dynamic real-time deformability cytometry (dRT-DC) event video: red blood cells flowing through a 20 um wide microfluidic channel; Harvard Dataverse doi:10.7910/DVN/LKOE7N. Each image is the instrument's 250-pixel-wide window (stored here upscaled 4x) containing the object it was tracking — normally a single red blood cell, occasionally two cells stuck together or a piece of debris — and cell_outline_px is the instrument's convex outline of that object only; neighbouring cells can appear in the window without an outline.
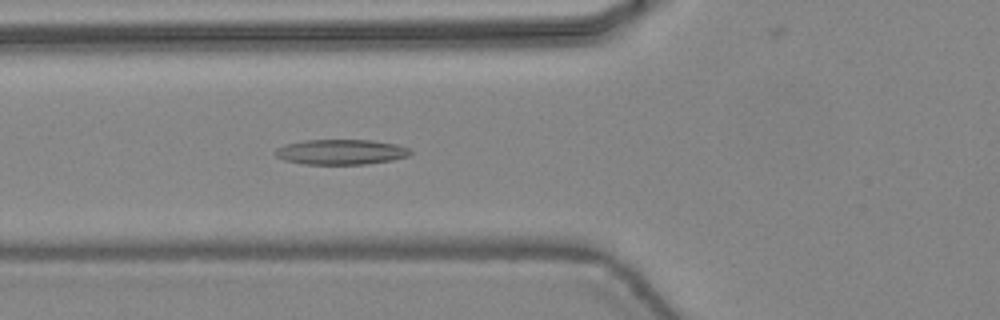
{"species": "common noctule bat (a hibernating species)", "species_latin": "Nyctalus noctula", "temperature_condition": "warm", "stored_images_in_passage": 34, "camera_frame_rate_fps": 3000, "um_per_image_px": 0.085, "animal": {"sex": "female", "body_mass_g": 24.6, "forearm_length_mm": 56.2}, "frame": {"image": 1, "passage_image": 5, "time_ms": 1.333, "image_size_px": [1000, 320], "cell_outline_px": [[412, 152], [408, 156], [392, 160], [364, 164], [304, 164], [284, 160], [276, 156], [272, 152], [276, 148], [284, 144], [304, 140], [372, 140], [396, 144], [408, 148]], "centroid_in_image_um": [28.93, 12.91], "position_along_channel_um": 96.9, "area_um2": 19.88}}
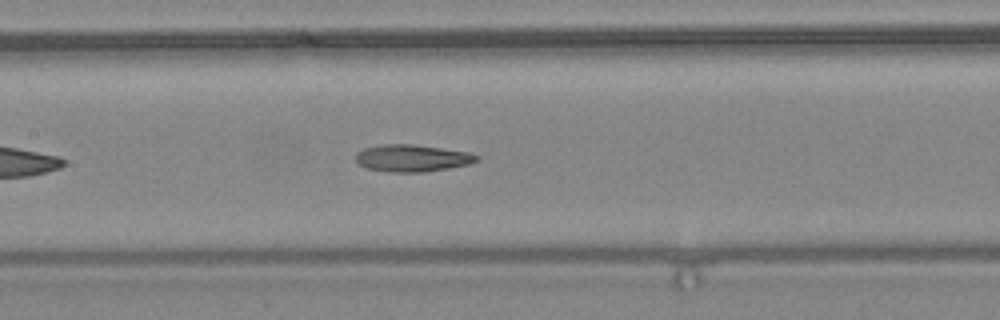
{"frame": {"image": 2, "passage_image": 10, "time_ms": 3.0, "image_size_px": [1000, 320], "cell_outline_px": [[480, 160], [468, 164], [448, 168], [424, 172], [388, 172], [368, 168], [360, 164], [356, 160], [356, 152], [364, 148], [380, 144], [412, 144], [468, 152], [480, 156]], "centroid_in_image_um": [35.03, 13.44], "position_along_channel_um": 172.4, "area_um2": 19.02}}
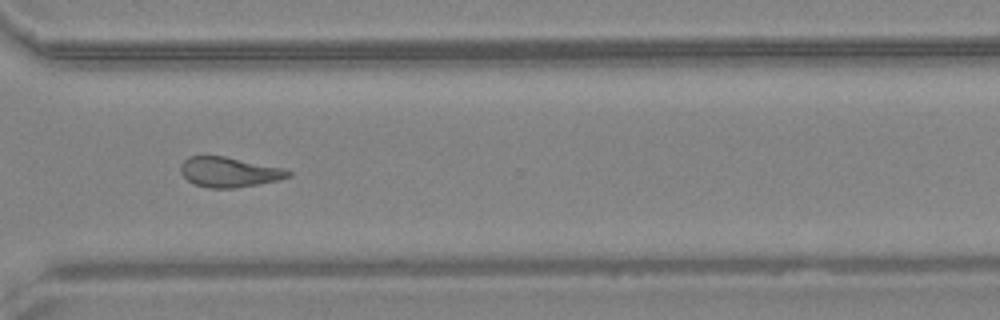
{"frame": {"image": 3, "passage_image": 22, "time_ms": 7.0, "image_size_px": [1000, 320], "cell_outline_px": [[292, 176], [280, 180], [236, 188], [208, 188], [196, 184], [188, 180], [180, 172], [180, 164], [188, 156], [224, 156], [284, 168], [292, 172]], "centroid_in_image_um": [19.49, 14.63], "position_along_channel_um": 351.1, "area_um2": 18.9}}